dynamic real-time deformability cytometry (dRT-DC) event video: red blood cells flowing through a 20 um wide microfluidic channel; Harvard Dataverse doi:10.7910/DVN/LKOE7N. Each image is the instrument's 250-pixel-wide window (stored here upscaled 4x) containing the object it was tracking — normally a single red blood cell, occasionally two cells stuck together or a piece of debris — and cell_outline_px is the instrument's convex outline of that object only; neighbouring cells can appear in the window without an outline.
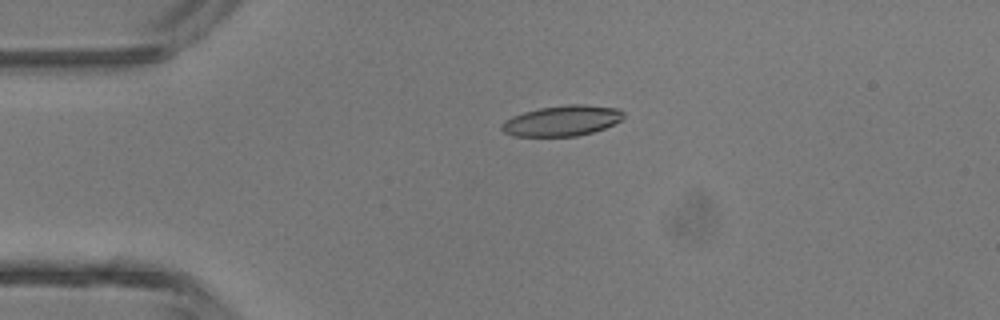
{"species": "common noctule bat (a hibernating species)", "species_latin": "Nyctalus noctula", "temperature_condition": "room temperature", "stored_images_in_passage": 3, "camera_frame_rate_fps": 3000, "um_per_image_px": 0.085, "animal": {"sex": "male", "body_mass_g": 13.3}, "frame": {"image": 1, "passage_image": 2, "time_ms": 1.333, "image_size_px": [1000, 320], "cell_outline_px": [[624, 116], [620, 120], [604, 128], [592, 132], [576, 136], [512, 136], [504, 132], [500, 128], [500, 124], [504, 120], [512, 116], [524, 112], [540, 108], [568, 104], [584, 104], [620, 108], [624, 112]], "centroid_in_image_um": [47.75, 10.25], "position_along_channel_um": 37.2, "area_um2": 21.73}}